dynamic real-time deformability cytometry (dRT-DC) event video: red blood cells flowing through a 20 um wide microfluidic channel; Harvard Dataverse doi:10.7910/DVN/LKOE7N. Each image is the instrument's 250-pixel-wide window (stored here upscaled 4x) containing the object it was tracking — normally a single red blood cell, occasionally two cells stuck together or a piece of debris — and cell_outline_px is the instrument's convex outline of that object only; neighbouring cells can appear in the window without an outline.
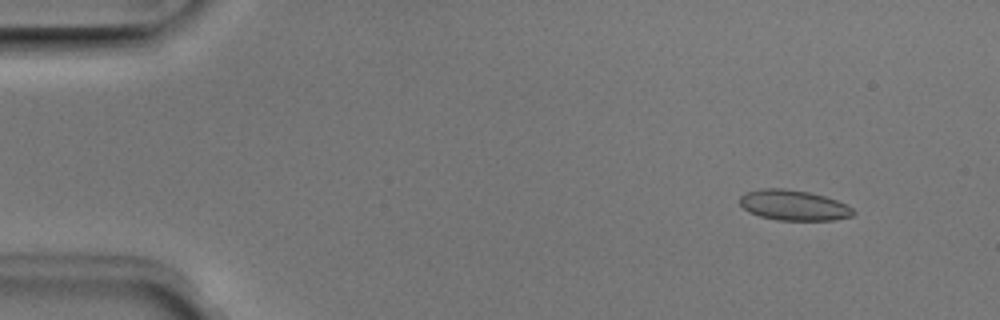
{"species": "Egyptian fruit bat (a non-hibernating species)", "species_latin": "Rousettus aegyptiacus", "temperature_condition": "room temperature", "stored_images_in_passage": 51, "camera_frame_rate_fps": 3000, "um_per_image_px": 0.085, "animal": {"sex": "male"}, "frame": {"image": 1, "passage_image": 5, "time_ms": 1.333, "image_size_px": [1000, 320], "cell_outline_px": [[856, 212], [852, 216], [836, 220], [776, 220], [760, 216], [748, 212], [740, 204], [740, 196], [744, 192], [760, 188], [784, 188], [808, 192], [824, 196], [848, 204]], "centroid_in_image_um": [67.45, 17.44], "position_along_channel_um": 17.5, "area_um2": 20.29}}
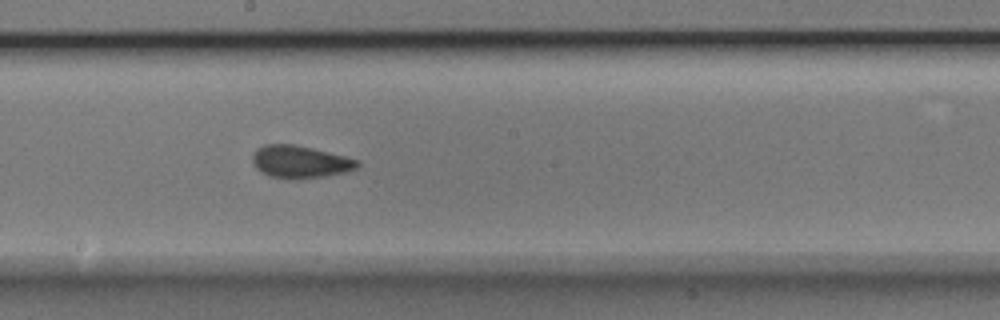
{"frame": {"image": 2, "passage_image": 28, "time_ms": 9.0, "image_size_px": [1000, 320], "cell_outline_px": [[360, 164], [356, 168], [344, 172], [324, 176], [296, 180], [268, 176], [256, 168], [252, 164], [252, 152], [256, 148], [264, 144], [292, 144], [312, 148], [360, 160]], "centroid_in_image_um": [25.46, 13.75], "position_along_channel_um": 222.7, "area_um2": 20.0}}
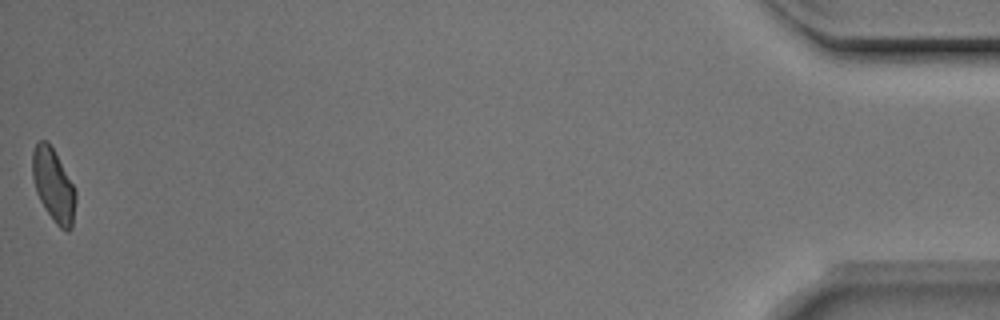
{"frame": {"image": 3, "passage_image": 51, "time_ms": 16.667, "image_size_px": [1000, 320], "cell_outline_px": [[76, 200], [72, 228], [68, 232], [60, 228], [56, 224], [44, 208], [36, 192], [32, 176], [32, 152], [36, 144], [40, 140], [48, 140], [72, 184], [76, 192]], "centroid_in_image_um": [4.53, 15.77], "position_along_channel_um": 430.7, "area_um2": 18.26}, "authors_computed_cell_mechanics": {"area_um2": 19.5364, "velocity_mm_per_s": 3.967, "shape_relaxation_time_tau1_ms": 3.6259, "shape_relaxation_time_tau2_ms": 1.1355, "deformation_change_tau1": 0.1045, "deformation_change_tau2": 0.0789}}